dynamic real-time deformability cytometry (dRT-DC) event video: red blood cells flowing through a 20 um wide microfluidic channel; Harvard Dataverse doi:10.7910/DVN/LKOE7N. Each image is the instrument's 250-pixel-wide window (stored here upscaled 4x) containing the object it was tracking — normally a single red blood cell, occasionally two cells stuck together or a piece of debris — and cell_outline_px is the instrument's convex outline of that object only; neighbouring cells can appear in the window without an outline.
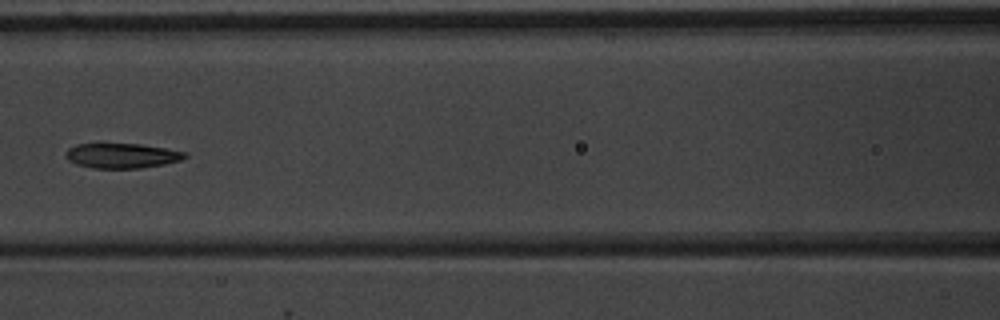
{"species": "common noctule bat (a hibernating species)", "species_latin": "Nyctalus noctula", "temperature_condition": "warm", "stored_images_in_passage": 6, "camera_frame_rate_fps": 3000, "um_per_image_px": 0.085, "animal": {"sex": "male", "body_mass_g": 20.1, "forearm_length_mm": 53.5}, "frame": {"image": 1, "passage_image": 6, "time_ms": 6.0, "image_size_px": [1000, 320], "cell_outline_px": [[188, 156], [180, 160], [164, 164], [140, 168], [92, 168], [76, 164], [68, 160], [68, 148], [76, 144], [140, 144], [188, 152]], "centroid_in_image_um": [10.4, 13.23], "position_along_channel_um": 156.2, "area_um2": 17.11}}